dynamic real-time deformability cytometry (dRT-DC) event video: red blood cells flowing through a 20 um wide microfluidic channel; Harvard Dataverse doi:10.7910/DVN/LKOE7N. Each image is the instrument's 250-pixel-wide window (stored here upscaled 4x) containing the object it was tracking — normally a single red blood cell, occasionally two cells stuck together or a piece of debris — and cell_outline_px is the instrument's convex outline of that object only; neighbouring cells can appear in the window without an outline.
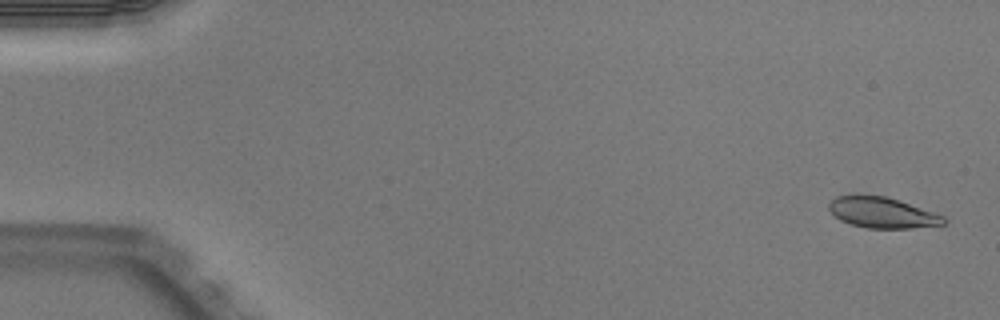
{"species": "Egyptian fruit bat (a non-hibernating species)", "species_latin": "Rousettus aegyptiacus", "temperature_condition": "warm", "stored_images_in_passage": 51, "camera_frame_rate_fps": 3000, "um_per_image_px": 0.085, "animal": {"sex": "male"}, "frame": {"image": 1, "passage_image": 2, "time_ms": 0.333, "image_size_px": [1000, 320], "cell_outline_px": [[948, 220], [944, 224], [912, 228], [868, 228], [852, 224], [840, 220], [828, 208], [828, 204], [836, 196], [884, 196], [900, 200], [944, 216]], "centroid_in_image_um": [75.02, 18.08], "position_along_channel_um": 10.0, "area_um2": 20.23}}
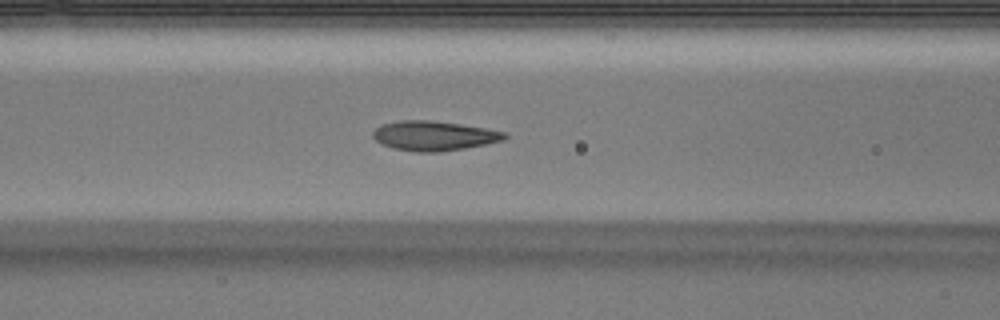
{"frame": {"image": 2, "passage_image": 22, "time_ms": 7.0, "image_size_px": [1000, 320], "cell_outline_px": [[508, 136], [504, 140], [464, 148], [440, 152], [412, 152], [392, 148], [376, 140], [372, 136], [372, 132], [376, 128], [384, 124], [400, 120], [428, 120], [460, 124], [508, 132]], "centroid_in_image_um": [36.89, 11.54], "position_along_channel_um": 129.7, "area_um2": 22.66}}
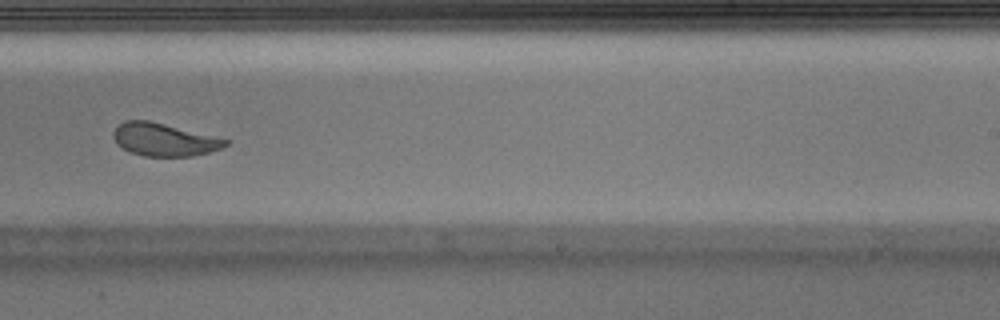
{"frame": {"image": 3, "passage_image": 33, "time_ms": 10.667, "image_size_px": [1000, 320], "cell_outline_px": [[232, 140], [228, 144], [220, 148], [208, 152], [192, 156], [144, 156], [132, 152], [116, 144], [112, 136], [112, 132], [124, 120], [148, 120]], "centroid_in_image_um": [13.95, 11.86], "position_along_channel_um": 275.1, "area_um2": 21.33}, "authors_computed_cell_mechanics": {"area_um2": 22.3108, "velocity_mm_per_s": 3.9674, "shape_relaxation_time_tau1_ms": 2.6573, "shape_relaxation_time_tau2_ms": 0.5988, "deformation_change_tau1": 0.1577, "deformation_change_tau2": 0.0768}}